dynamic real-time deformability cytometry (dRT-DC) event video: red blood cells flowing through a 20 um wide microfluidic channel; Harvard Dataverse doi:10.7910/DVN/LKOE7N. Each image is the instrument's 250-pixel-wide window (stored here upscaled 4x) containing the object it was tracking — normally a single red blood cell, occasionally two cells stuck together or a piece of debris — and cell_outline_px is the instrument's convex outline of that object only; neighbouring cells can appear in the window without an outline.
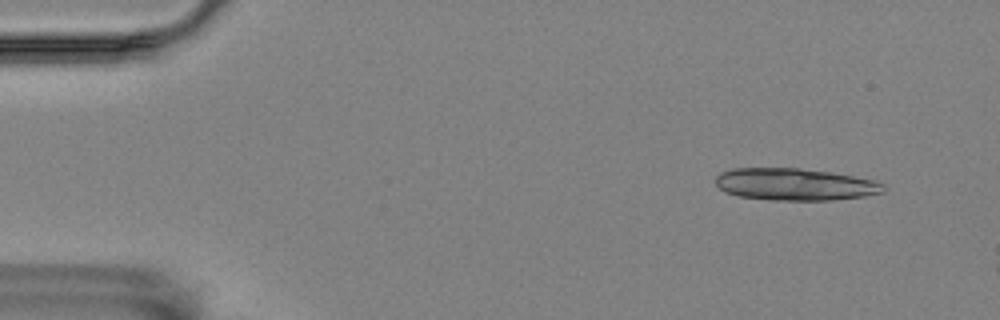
{"species": "Egyptian fruit bat (a non-hibernating species)", "species_latin": "Rousettus aegyptiacus", "temperature_condition": "room temperature", "stored_images_in_passage": 3, "camera_frame_rate_fps": 3000, "um_per_image_px": 0.085, "animal": {"sex": "female"}, "frame": {"image": 1, "passage_image": 1, "time_ms": 0.0, "image_size_px": [1000, 320], "cell_outline_px": [[884, 192], [864, 196], [832, 200], [772, 200], [740, 196], [724, 192], [716, 184], [716, 176], [720, 172], [732, 168], [800, 168], [832, 172], [876, 180], [884, 184]], "centroid_in_image_um": [67.58, 15.66], "position_along_channel_um": 17.4, "area_um2": 31.5}}